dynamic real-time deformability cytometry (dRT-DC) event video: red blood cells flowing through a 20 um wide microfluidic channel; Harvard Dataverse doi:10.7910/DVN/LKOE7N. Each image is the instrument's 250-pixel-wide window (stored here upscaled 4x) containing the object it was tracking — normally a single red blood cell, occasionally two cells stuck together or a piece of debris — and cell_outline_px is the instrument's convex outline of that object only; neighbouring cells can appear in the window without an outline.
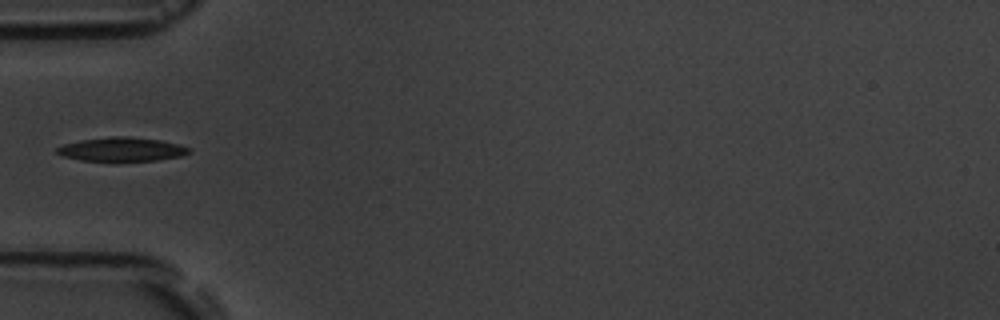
{"species": "common noctule bat (a hibernating species)", "species_latin": "Nyctalus noctula", "temperature_condition": "room temperature", "stored_images_in_passage": 5, "camera_frame_rate_fps": 3000, "um_per_image_px": 0.085, "animal": {"sex": "male", "body_mass_g": 19.5, "forearm_length_mm": 54.6}, "frame": {"image": 1, "passage_image": 5, "time_ms": 5.333, "image_size_px": [1000, 320], "cell_outline_px": [[192, 152], [180, 156], [156, 160], [112, 164], [80, 160], [64, 156], [56, 152], [56, 148], [64, 144], [80, 140], [112, 136], [128, 136], [160, 140], [180, 144], [192, 148]], "centroid_in_image_um": [10.36, 12.73], "position_along_channel_um": 74.6, "area_um2": 19.31}}